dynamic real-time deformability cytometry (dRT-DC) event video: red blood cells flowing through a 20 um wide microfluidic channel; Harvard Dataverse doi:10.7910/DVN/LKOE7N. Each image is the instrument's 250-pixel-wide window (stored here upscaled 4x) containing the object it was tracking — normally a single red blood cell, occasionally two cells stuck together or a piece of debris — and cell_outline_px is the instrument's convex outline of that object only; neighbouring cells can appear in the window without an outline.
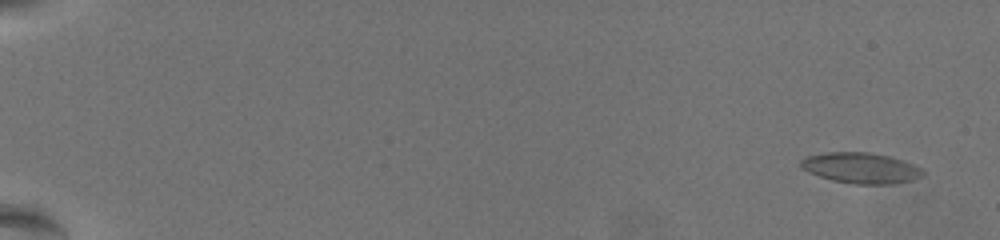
{"species": "common noctule bat (a hibernating species)", "species_latin": "Nyctalus noctula", "temperature_condition": "warm", "stored_images_in_passage": 14, "camera_frame_rate_fps": 3000, "um_per_image_px": 0.085, "animal": {"sex": "female", "body_mass_g": 19.5, "forearm_length_mm": 54.1}, "frame": {"image": 1, "passage_image": 4, "time_ms": 1.0, "image_size_px": [1000, 240], "cell_outline_px": [[924, 176], [912, 180], [892, 184], [856, 184], [832, 180], [808, 172], [800, 168], [800, 160], [808, 156], [824, 152], [868, 152], [888, 156], [904, 160], [920, 168], [924, 172]], "centroid_in_image_um": [73.17, 14.28], "position_along_channel_um": 11.8, "area_um2": 21.85}}